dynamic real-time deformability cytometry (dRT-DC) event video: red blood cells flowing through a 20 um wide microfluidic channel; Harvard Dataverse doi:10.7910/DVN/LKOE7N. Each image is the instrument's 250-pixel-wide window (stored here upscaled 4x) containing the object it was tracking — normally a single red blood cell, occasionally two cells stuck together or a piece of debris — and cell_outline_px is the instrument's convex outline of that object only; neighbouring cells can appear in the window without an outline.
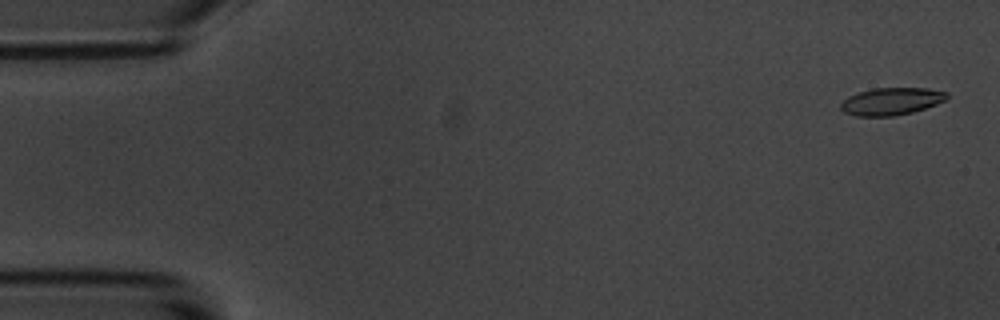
{"species": "common noctule bat (a hibernating species)", "species_latin": "Nyctalus noctula", "temperature_condition": "room temperature", "stored_images_in_passage": 5, "camera_frame_rate_fps": 3000, "um_per_image_px": 0.085, "animal": {"sex": "male", "body_mass_g": 20.1, "forearm_length_mm": 53.5}, "frame": {"image": 1, "passage_image": 1, "time_ms": 0.0, "image_size_px": [1000, 320], "cell_outline_px": [[948, 96], [944, 100], [936, 104], [912, 112], [892, 116], [856, 116], [844, 112], [840, 108], [840, 104], [848, 96], [872, 88], [928, 88], [948, 92]], "centroid_in_image_um": [75.75, 8.61], "position_along_channel_um": 9.2, "area_um2": 16.82}}
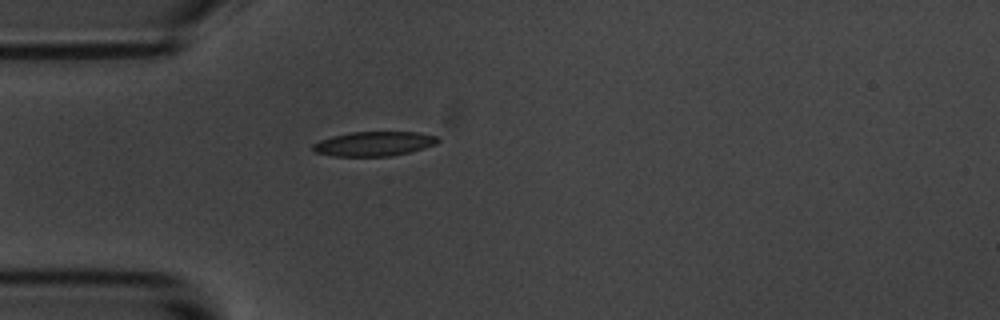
{"frame": {"image": 2, "passage_image": 5, "time_ms": 4.667, "image_size_px": [1000, 320], "cell_outline_px": [[440, 140], [436, 144], [424, 148], [392, 156], [332, 156], [312, 152], [312, 144], [320, 140], [332, 136], [352, 132], [416, 132], [436, 136]], "centroid_in_image_um": [31.75, 12.22], "position_along_channel_um": 53.3, "area_um2": 17.86}}